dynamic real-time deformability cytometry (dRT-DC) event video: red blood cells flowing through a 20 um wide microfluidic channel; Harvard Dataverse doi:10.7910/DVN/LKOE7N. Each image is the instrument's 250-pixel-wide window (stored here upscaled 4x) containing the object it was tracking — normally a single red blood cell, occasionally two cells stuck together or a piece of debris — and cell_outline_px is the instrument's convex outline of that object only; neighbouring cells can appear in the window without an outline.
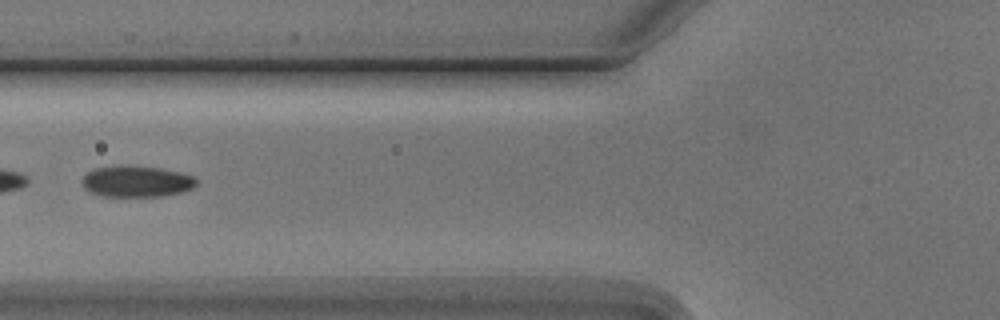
{"species": "Egyptian fruit bat (a non-hibernating species)", "species_latin": "Rousettus aegyptiacus", "temperature_condition": "cold", "stored_images_in_passage": 8, "camera_frame_rate_fps": 3000, "um_per_image_px": 0.085, "animal": {"sex": "male"}, "frame": {"image": 1, "passage_image": 7, "time_ms": 7.0, "image_size_px": [1000, 320], "cell_outline_px": [[200, 180], [192, 188], [180, 192], [160, 196], [104, 196], [88, 192], [84, 188], [80, 180], [88, 172], [96, 168], [120, 164], [128, 164], [160, 168], [180, 172], [192, 176]], "centroid_in_image_um": [11.57, 15.4], "position_along_channel_um": 114.2, "area_um2": 21.1}}
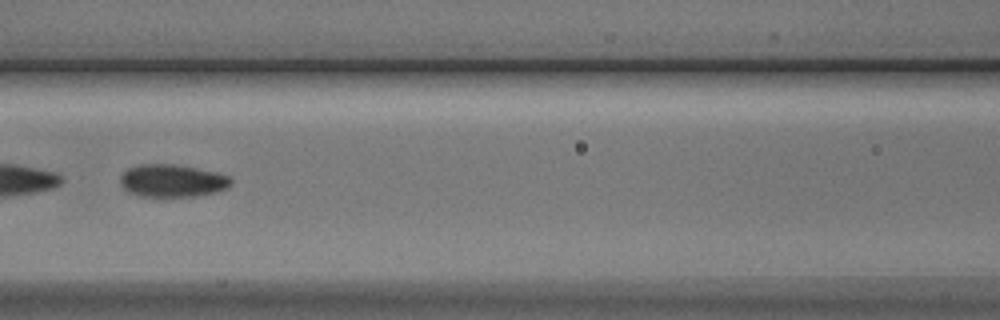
{"frame": {"image": 2, "passage_image": 8, "time_ms": 8.0, "image_size_px": [1000, 320], "cell_outline_px": [[232, 184], [228, 188], [216, 192], [196, 196], [140, 196], [128, 192], [120, 184], [120, 176], [128, 168], [140, 164], [176, 164], [216, 172], [228, 176], [232, 180]], "centroid_in_image_um": [14.64, 15.36], "position_along_channel_um": 152.0, "area_um2": 21.1}}